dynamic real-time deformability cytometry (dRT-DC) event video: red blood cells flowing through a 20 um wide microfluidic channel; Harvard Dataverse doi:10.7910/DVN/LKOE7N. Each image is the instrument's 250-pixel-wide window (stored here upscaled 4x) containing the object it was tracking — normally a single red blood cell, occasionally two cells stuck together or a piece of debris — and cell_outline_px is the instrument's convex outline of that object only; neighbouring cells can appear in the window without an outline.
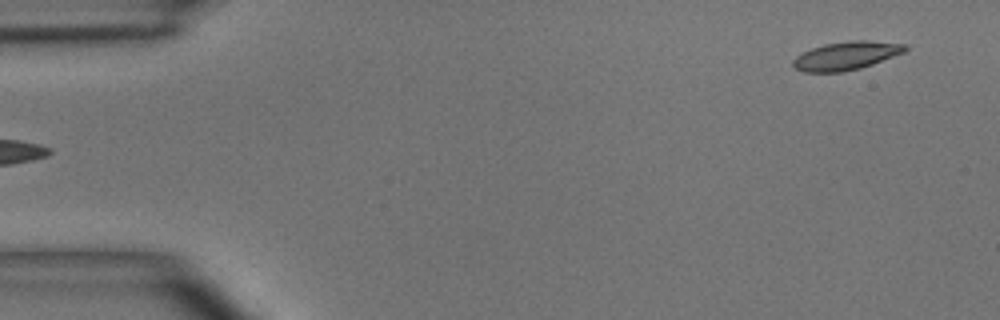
{"species": "common noctule bat (a hibernating species)", "species_latin": "Nyctalus noctula", "temperature_condition": "room temperature", "stored_images_in_passage": 5, "segment_of_instrument_passage": [2, 2], "camera_frame_rate_fps": 3000, "um_per_image_px": 0.085, "animal": {"sex": "male", "body_mass_g": 15.6}, "frame": {"image": 1, "passage_image": 5, "time_ms": 4.667, "image_size_px": [1000, 320], "cell_outline_px": [[908, 48], [904, 52], [872, 64], [860, 68], [840, 72], [804, 72], [796, 68], [792, 64], [792, 60], [796, 56], [812, 48], [824, 44], [848, 40], [868, 40], [908, 44]], "centroid_in_image_um": [71.94, 4.72], "position_along_channel_um": 13.1, "area_um2": 18.5}}